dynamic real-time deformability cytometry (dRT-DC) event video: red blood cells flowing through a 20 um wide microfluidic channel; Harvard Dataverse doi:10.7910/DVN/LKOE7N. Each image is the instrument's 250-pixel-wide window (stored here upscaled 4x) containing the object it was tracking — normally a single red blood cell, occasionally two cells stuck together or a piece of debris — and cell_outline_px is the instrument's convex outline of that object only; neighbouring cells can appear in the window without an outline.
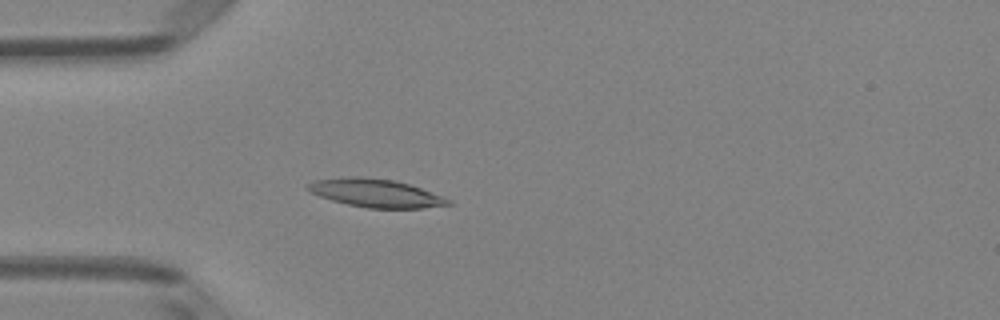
{"species": "Egyptian fruit bat (a non-hibernating species)", "species_latin": "Rousettus aegyptiacus", "temperature_condition": "room temperature", "stored_images_in_passage": 51, "camera_frame_rate_fps": 3000, "um_per_image_px": 0.085, "animal": {"sex": "female"}, "frame": {"image": 1, "passage_image": 15, "time_ms": 4.667, "image_size_px": [1000, 320], "cell_outline_px": [[452, 204], [424, 208], [368, 208], [348, 204], [332, 200], [320, 196], [304, 188], [308, 184], [316, 180], [348, 176], [364, 176], [396, 180], [444, 196], [452, 200]], "centroid_in_image_um": [31.96, 16.4], "position_along_channel_um": 53.0, "area_um2": 23.12}}
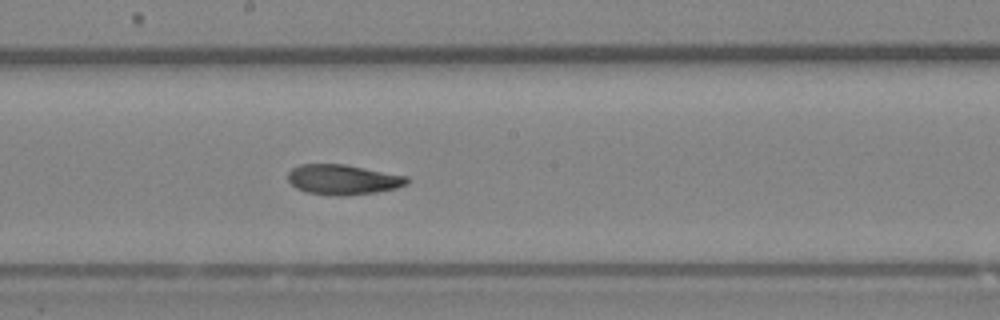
{"frame": {"image": 2, "passage_image": 28, "time_ms": 9.0, "image_size_px": [1000, 320], "cell_outline_px": [[408, 184], [396, 188], [376, 192], [340, 196], [332, 196], [308, 192], [296, 188], [288, 180], [288, 172], [292, 168], [300, 164], [344, 164], [408, 176]], "centroid_in_image_um": [29.15, 15.26], "position_along_channel_um": 219.1, "area_um2": 20.87}}
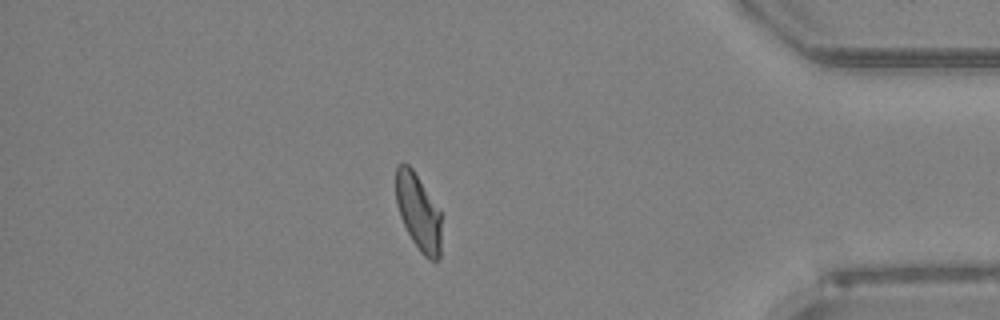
{"frame": {"image": 3, "passage_image": 44, "time_ms": 14.333, "image_size_px": [1000, 320], "cell_outline_px": [[440, 256], [436, 260], [428, 260], [420, 252], [412, 240], [400, 216], [396, 204], [396, 164], [408, 164], [412, 168], [440, 212]], "centroid_in_image_um": [35.54, 18.04], "position_along_channel_um": 399.7, "area_um2": 19.88}, "authors_computed_cell_mechanics": {"area_um2": 21.675, "velocity_mm_per_s": 4.0412, "shape_relaxation_time_tau1_ms": 10.8593, "shape_relaxation_time_tau2_ms": 3.7492, "deformation_change_tau1": 0.2561, "deformation_change_tau2": 0.0968}}